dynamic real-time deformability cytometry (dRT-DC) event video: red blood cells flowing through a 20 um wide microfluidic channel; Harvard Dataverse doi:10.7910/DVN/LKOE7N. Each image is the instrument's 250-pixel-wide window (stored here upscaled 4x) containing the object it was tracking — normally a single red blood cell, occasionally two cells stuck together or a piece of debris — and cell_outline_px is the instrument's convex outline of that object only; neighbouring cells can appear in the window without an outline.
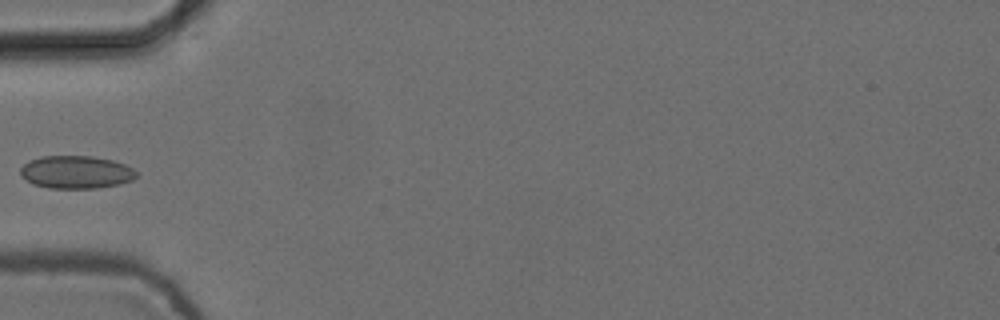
{"species": "common noctule bat (a hibernating species)", "species_latin": "Nyctalus noctula", "temperature_condition": "cold", "stored_images_in_passage": 5, "camera_frame_rate_fps": 3000, "um_per_image_px": 0.085, "animal": {"sex": "female", "body_mass_g": 24.6, "forearm_length_mm": 56.2}, "frame": {"image": 1, "passage_image": 5, "time_ms": 1.333, "image_size_px": [1000, 320], "cell_outline_px": [[140, 172], [132, 180], [120, 184], [96, 188], [48, 188], [32, 184], [20, 176], [20, 168], [28, 160], [40, 156], [92, 156], [112, 160], [124, 164]], "centroid_in_image_um": [6.45, 14.63], "position_along_channel_um": 78.6, "area_um2": 22.43}}